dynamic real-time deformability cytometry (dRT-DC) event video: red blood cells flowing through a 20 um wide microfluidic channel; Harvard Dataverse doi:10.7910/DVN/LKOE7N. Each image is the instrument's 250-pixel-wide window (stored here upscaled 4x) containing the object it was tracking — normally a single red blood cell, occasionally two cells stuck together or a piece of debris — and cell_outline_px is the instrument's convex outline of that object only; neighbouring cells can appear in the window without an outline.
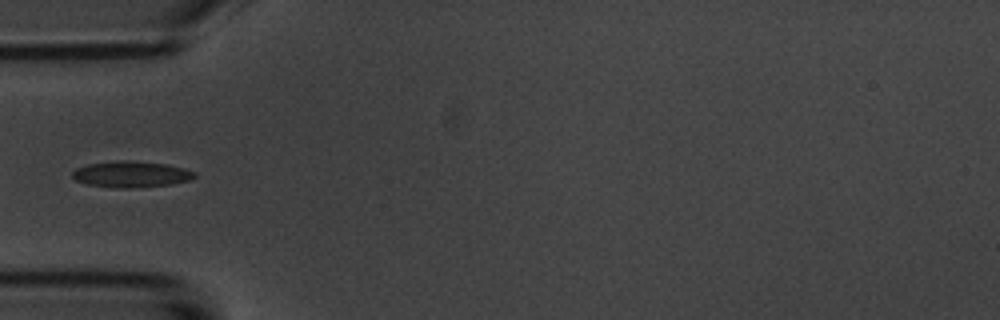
{"species": "common noctule bat (a hibernating species)", "species_latin": "Nyctalus noctula", "temperature_condition": "room temperature", "stored_images_in_passage": 1, "camera_frame_rate_fps": 3000, "um_per_image_px": 0.085, "animal": {"sex": "male", "body_mass_g": 20.1, "forearm_length_mm": 53.5}, "frame": {"image": 1, "passage_image": 1, "time_ms": 0.0, "image_size_px": [1000, 320], "cell_outline_px": [[196, 176], [192, 180], [172, 184], [132, 188], [116, 188], [88, 184], [76, 180], [72, 176], [72, 172], [76, 168], [88, 164], [116, 160], [128, 160], [168, 164], [184, 168], [196, 172]], "centroid_in_image_um": [11.18, 14.8], "position_along_channel_um": 73.8, "area_um2": 18.79}}